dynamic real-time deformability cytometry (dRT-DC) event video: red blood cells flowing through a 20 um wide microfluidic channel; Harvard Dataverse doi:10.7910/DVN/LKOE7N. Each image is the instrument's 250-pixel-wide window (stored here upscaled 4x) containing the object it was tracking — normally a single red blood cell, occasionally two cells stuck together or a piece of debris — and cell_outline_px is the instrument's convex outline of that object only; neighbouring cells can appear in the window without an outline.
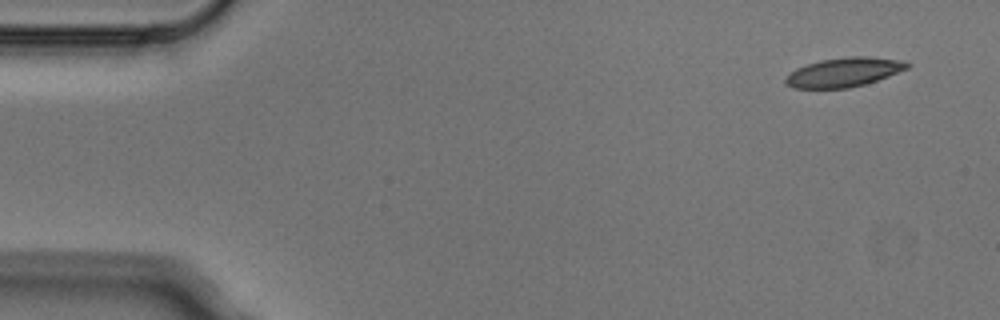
{"species": "Egyptian fruit bat (a non-hibernating species)", "species_latin": "Rousettus aegyptiacus", "temperature_condition": "cold", "stored_images_in_passage": 3, "camera_frame_rate_fps": 3000, "um_per_image_px": 0.085, "animal": {"sex": "male"}, "frame": {"image": 1, "passage_image": 1, "time_ms": 0.0, "image_size_px": [1000, 320], "cell_outline_px": [[912, 64], [908, 68], [888, 76], [864, 84], [848, 88], [792, 88], [784, 84], [784, 80], [796, 68], [820, 60], [848, 56], [868, 56], [904, 60]], "centroid_in_image_um": [71.75, 6.13], "position_along_channel_um": 13.3, "area_um2": 20.69}}